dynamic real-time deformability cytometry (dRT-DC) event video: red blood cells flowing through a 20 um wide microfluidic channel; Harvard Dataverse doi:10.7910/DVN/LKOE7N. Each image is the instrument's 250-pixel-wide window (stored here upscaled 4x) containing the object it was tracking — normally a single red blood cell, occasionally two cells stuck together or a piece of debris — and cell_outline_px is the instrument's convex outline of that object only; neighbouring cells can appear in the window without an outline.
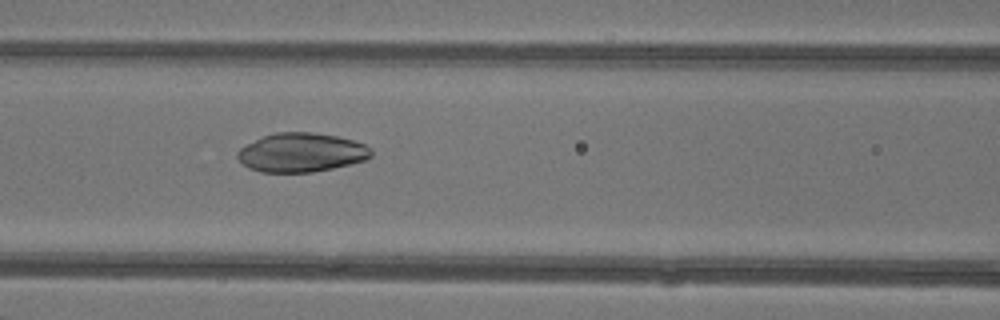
{"species": "common noctule bat (a hibernating species)", "species_latin": "Nyctalus noctula", "temperature_condition": "warm", "stored_images_in_passage": 40, "camera_frame_rate_fps": 3000, "um_per_image_px": 0.085, "animal": {"sex": "female"}, "frame": {"image": 1, "passage_image": 14, "time_ms": 4.333, "image_size_px": [1000, 320], "cell_outline_px": [[372, 156], [364, 160], [332, 168], [312, 172], [260, 172], [248, 168], [236, 156], [236, 152], [240, 148], [264, 136], [276, 132], [312, 132], [336, 136], [352, 140], [364, 144], [372, 148]], "centroid_in_image_um": [25.61, 12.96], "position_along_channel_um": 141.0, "area_um2": 30.17}}
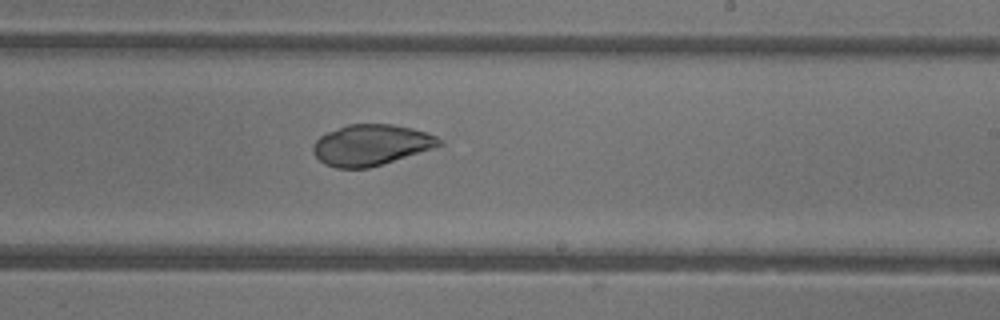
{"frame": {"image": 2, "passage_image": 22, "time_ms": 7.0, "image_size_px": [1000, 320], "cell_outline_px": [[444, 144], [436, 148], [368, 168], [336, 168], [324, 164], [312, 152], [312, 144], [320, 136], [328, 132], [348, 124], [392, 124], [412, 128], [436, 136], [444, 140]], "centroid_in_image_um": [31.56, 12.32], "position_along_channel_um": 257.4, "area_um2": 30.17}}
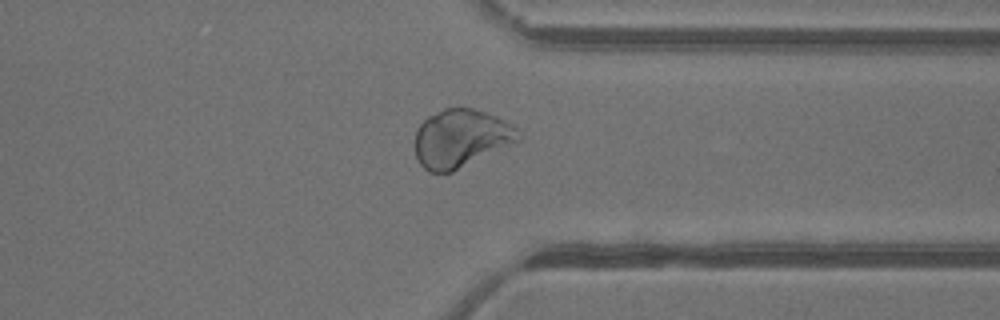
{"frame": {"image": 3, "passage_image": 30, "time_ms": 9.667, "image_size_px": [1000, 320], "cell_outline_px": [[520, 140], [516, 144], [452, 172], [428, 172], [420, 164], [416, 156], [416, 128], [428, 116], [444, 108], [472, 108], [484, 112], [512, 124], [516, 128]], "centroid_in_image_um": [39.18, 11.78], "position_along_channel_um": 372.2, "area_um2": 35.03}}